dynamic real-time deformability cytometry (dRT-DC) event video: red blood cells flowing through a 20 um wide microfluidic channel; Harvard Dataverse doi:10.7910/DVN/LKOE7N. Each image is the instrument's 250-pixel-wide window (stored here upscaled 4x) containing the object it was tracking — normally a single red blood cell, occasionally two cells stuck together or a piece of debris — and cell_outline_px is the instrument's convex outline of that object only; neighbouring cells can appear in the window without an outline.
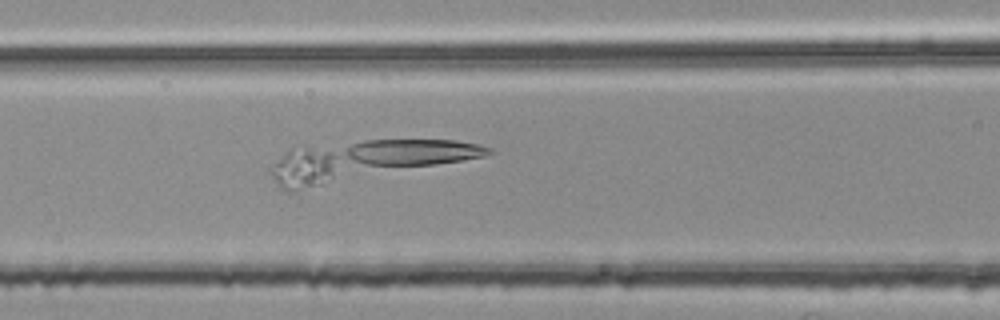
{"species": "common noctule bat (a hibernating species)", "species_latin": "Nyctalus noctula", "temperature_condition": "room temperature", "stored_images_in_passage": 19, "camera_frame_rate_fps": 3000, "um_per_image_px": 0.085, "animal": {"sex": "female", "body_mass_g": 25.1}, "frame": {"image": 1, "passage_image": 11, "time_ms": 3.333, "image_size_px": [1000, 320], "cell_outline_px": [[492, 152], [484, 156], [296, 192], [280, 192], [268, 172], [268, 164], [288, 148], [364, 140], [456, 140], [480, 144], [492, 148]], "centroid_in_image_um": [30.88, 13.67], "position_along_channel_um": 135.7, "area_um2": 51.27}}
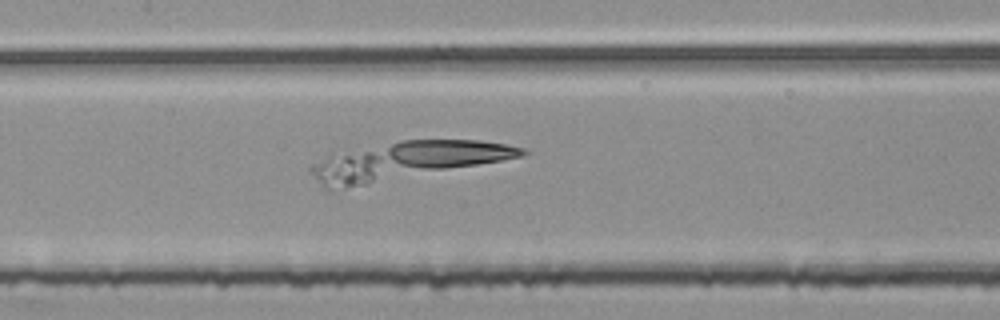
{"frame": {"image": 2, "passage_image": 14, "time_ms": 4.333, "image_size_px": [1000, 320], "cell_outline_px": [[528, 152], [524, 156], [328, 192], [324, 188], [308, 168], [312, 164], [332, 148], [404, 140], [480, 140], [504, 144], [524, 148]], "centroid_in_image_um": [34.3, 13.64], "position_along_channel_um": 173.1, "area_um2": 47.74}}